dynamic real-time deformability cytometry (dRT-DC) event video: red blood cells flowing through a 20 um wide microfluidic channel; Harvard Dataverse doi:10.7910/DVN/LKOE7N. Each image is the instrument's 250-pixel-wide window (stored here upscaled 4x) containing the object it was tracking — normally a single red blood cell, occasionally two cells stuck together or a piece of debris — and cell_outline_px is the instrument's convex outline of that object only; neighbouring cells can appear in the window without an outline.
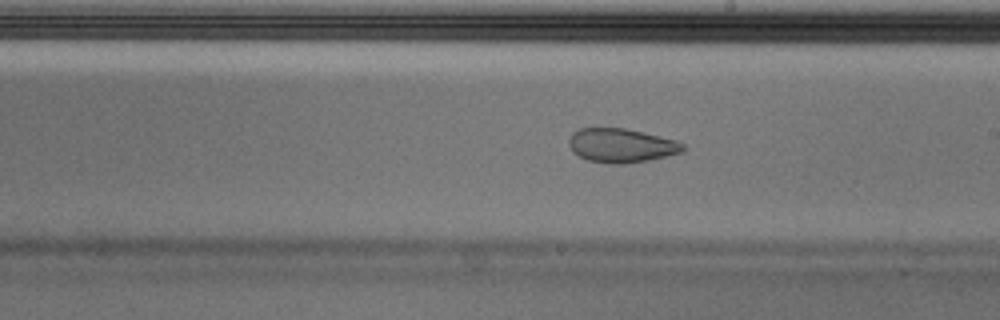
{"species": "Egyptian fruit bat (a non-hibernating species)", "species_latin": "Rousettus aegyptiacus", "temperature_condition": "cold", "stored_images_in_passage": 50, "camera_frame_rate_fps": 3000, "um_per_image_px": 0.085, "animal": {"sex": "male"}, "frame": {"image": 1, "passage_image": 27, "time_ms": 8.667, "image_size_px": [1000, 320], "cell_outline_px": [[684, 152], [648, 160], [624, 164], [612, 164], [588, 160], [572, 152], [568, 144], [568, 140], [572, 132], [580, 128], [624, 128], [676, 140], [684, 144]], "centroid_in_image_um": [52.79, 12.37], "position_along_channel_um": 236.2, "area_um2": 22.6}}
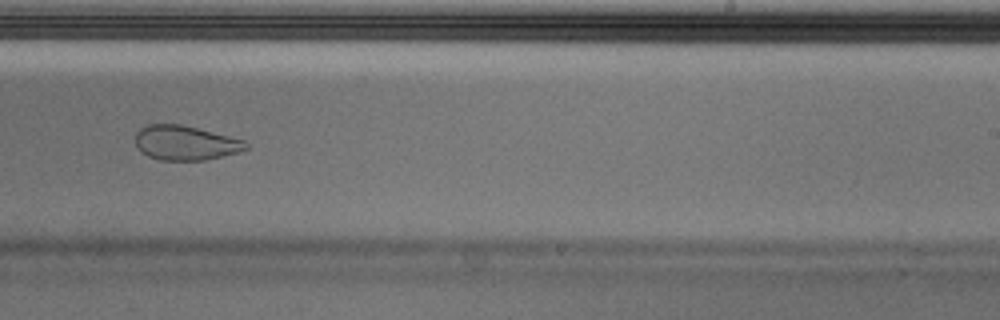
{"frame": {"image": 2, "passage_image": 30, "time_ms": 9.667, "image_size_px": [1000, 320], "cell_outline_px": [[248, 148], [236, 152], [204, 160], [160, 160], [148, 156], [140, 152], [136, 144], [136, 132], [140, 128], [148, 124], [180, 124], [244, 140], [248, 144]], "centroid_in_image_um": [15.71, 12.14], "position_along_channel_um": 273.3, "area_um2": 21.96}, "authors_computed_cell_mechanics": {"area_um2": 26.8481, "velocity_mm_per_s": 3.7131, "shape_relaxation_time_tau1_ms": null, "shape_relaxation_time_tau2_ms": 1.7803, "deformation_change_tau1": null, "deformation_change_tau2": 0.076}}